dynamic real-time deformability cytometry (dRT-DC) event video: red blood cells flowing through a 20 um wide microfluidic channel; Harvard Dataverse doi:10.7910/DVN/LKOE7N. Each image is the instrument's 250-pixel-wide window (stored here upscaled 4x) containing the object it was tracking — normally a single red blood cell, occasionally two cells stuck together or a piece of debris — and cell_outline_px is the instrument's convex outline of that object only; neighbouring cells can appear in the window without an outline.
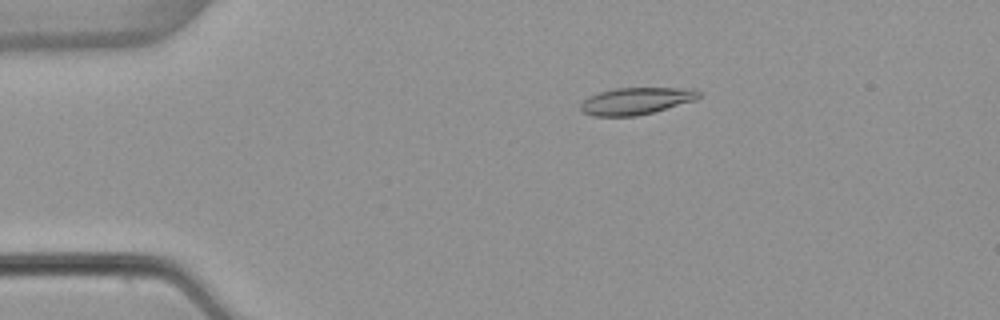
{"species": "common noctule bat (a hibernating species)", "species_latin": "Nyctalus noctula", "temperature_condition": "warm", "stored_images_in_passage": 49, "camera_frame_rate_fps": 3000, "um_per_image_px": 0.085, "animal": {"sex": "female", "body_mass_g": 22.7, "forearm_length_mm": 54.2}, "frame": {"image": 1, "passage_image": 7, "time_ms": 2.0, "image_size_px": [1000, 320], "cell_outline_px": [[704, 92], [696, 100], [652, 112], [636, 116], [592, 116], [584, 112], [580, 108], [580, 104], [588, 96], [600, 92], [616, 88], [692, 88]], "centroid_in_image_um": [54.1, 8.57], "position_along_channel_um": 30.9, "area_um2": 18.61}}
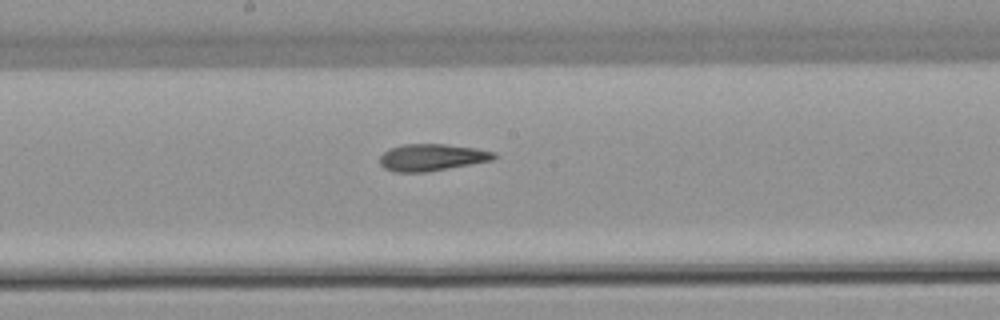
{"frame": {"image": 2, "passage_image": 25, "time_ms": 8.0, "image_size_px": [1000, 320], "cell_outline_px": [[496, 156], [492, 160], [448, 168], [424, 172], [392, 172], [384, 168], [380, 164], [380, 156], [388, 148], [400, 144], [444, 144], [476, 148], [496, 152]], "centroid_in_image_um": [36.66, 13.37], "position_along_channel_um": 211.5, "area_um2": 17.92}}
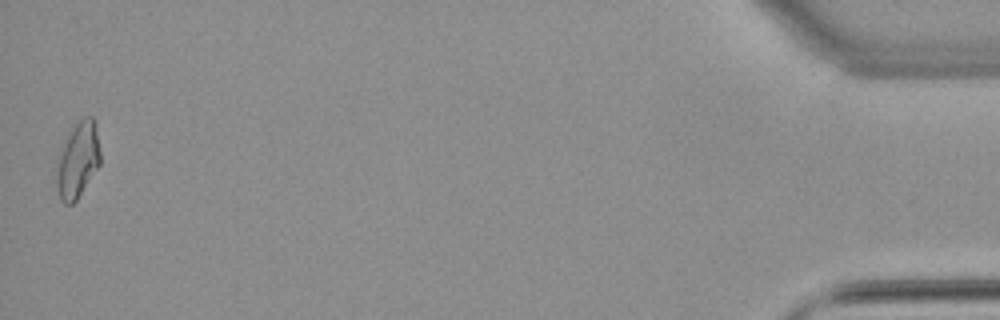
{"frame": {"image": 3, "passage_image": 49, "time_ms": 16.0, "image_size_px": [1000, 320], "cell_outline_px": [[100, 164], [76, 200], [72, 204], [64, 204], [60, 200], [56, 184], [56, 176], [60, 156], [64, 144], [68, 136], [76, 124], [84, 116], [92, 116], [96, 124], [100, 152]], "centroid_in_image_um": [6.64, 13.62], "position_along_channel_um": 428.6, "area_um2": 18.79}, "authors_computed_cell_mechanics": {"area_um2": 18.3804, "velocity_mm_per_s": 3.8933, "shape_relaxation_time_tau1_ms": 10.4264, "shape_relaxation_time_tau2_ms": 3.4866, "deformation_change_tau1": 0.2699, "deformation_change_tau2": 0.0913}}